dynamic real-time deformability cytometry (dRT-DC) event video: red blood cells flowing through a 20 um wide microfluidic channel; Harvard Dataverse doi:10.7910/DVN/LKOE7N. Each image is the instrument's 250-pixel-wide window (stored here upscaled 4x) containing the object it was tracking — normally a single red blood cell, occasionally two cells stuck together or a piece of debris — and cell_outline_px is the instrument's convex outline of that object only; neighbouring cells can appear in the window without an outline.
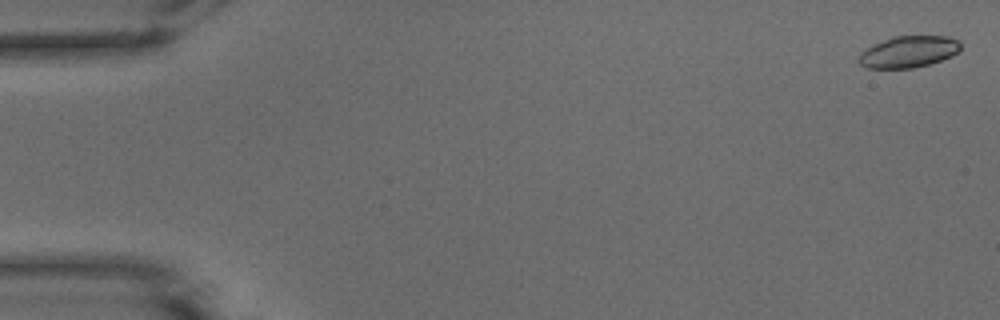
{"species": "common noctule bat (a hibernating species)", "species_latin": "Nyctalus noctula", "temperature_condition": "warm", "stored_images_in_passage": 53, "camera_frame_rate_fps": 3000, "um_per_image_px": 0.085, "animal": {"sex": "male", "body_mass_g": 15.6}, "frame": {"image": 1, "passage_image": 2, "time_ms": 0.333, "image_size_px": [1000, 320], "cell_outline_px": [[960, 48], [952, 56], [928, 64], [912, 68], [868, 68], [860, 64], [860, 52], [872, 44], [892, 36], [948, 36], [960, 40]], "centroid_in_image_um": [77.22, 4.38], "position_along_channel_um": 7.8, "area_um2": 18.67}}
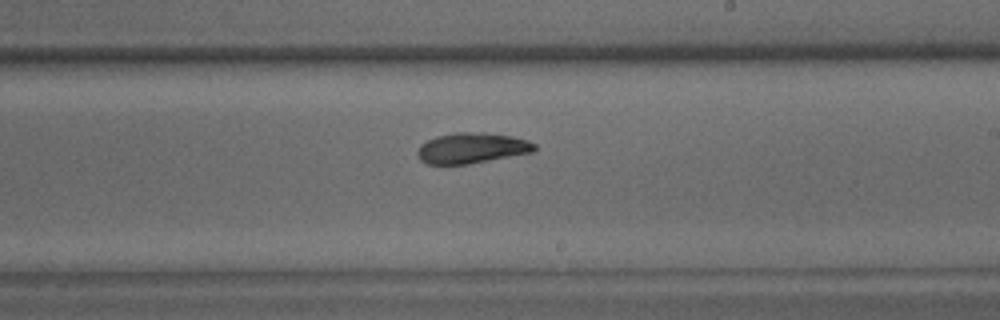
{"frame": {"image": 2, "passage_image": 32, "time_ms": 10.333, "image_size_px": [1000, 320], "cell_outline_px": [[536, 148], [532, 152], [468, 164], [428, 164], [420, 160], [416, 156], [416, 152], [420, 144], [436, 136], [456, 132], [484, 132], [512, 136], [528, 140], [536, 144]], "centroid_in_image_um": [40.07, 12.58], "position_along_channel_um": 248.9, "area_um2": 20.92}}
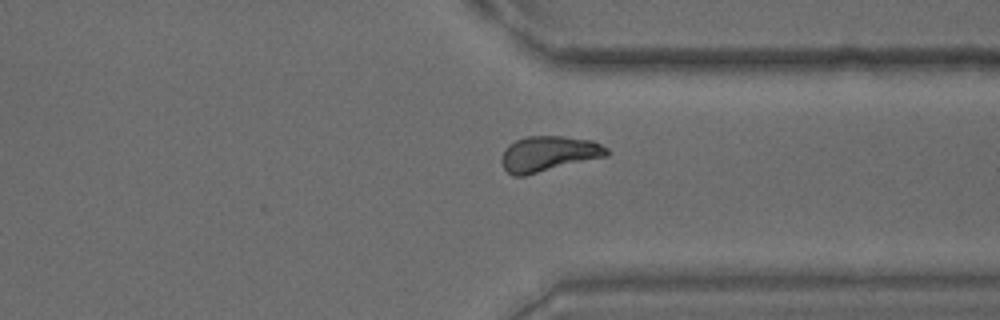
{"frame": {"image": 3, "passage_image": 41, "time_ms": 13.333, "image_size_px": [1000, 320], "cell_outline_px": [[608, 156], [524, 176], [512, 176], [504, 168], [500, 160], [504, 148], [508, 144], [516, 140], [528, 136], [564, 136], [592, 140], [608, 148]], "centroid_in_image_um": [46.61, 13.07], "position_along_channel_um": 364.8, "area_um2": 21.91}, "authors_computed_cell_mechanics": {"area_um2": 20.9236, "velocity_mm_per_s": 3.8679, "shape_relaxation_time_tau1_ms": 4.5587, "shape_relaxation_time_tau2_ms": 4.3313, "deformation_change_tau1": 0.1561, "deformation_change_tau2": 0.0772}}